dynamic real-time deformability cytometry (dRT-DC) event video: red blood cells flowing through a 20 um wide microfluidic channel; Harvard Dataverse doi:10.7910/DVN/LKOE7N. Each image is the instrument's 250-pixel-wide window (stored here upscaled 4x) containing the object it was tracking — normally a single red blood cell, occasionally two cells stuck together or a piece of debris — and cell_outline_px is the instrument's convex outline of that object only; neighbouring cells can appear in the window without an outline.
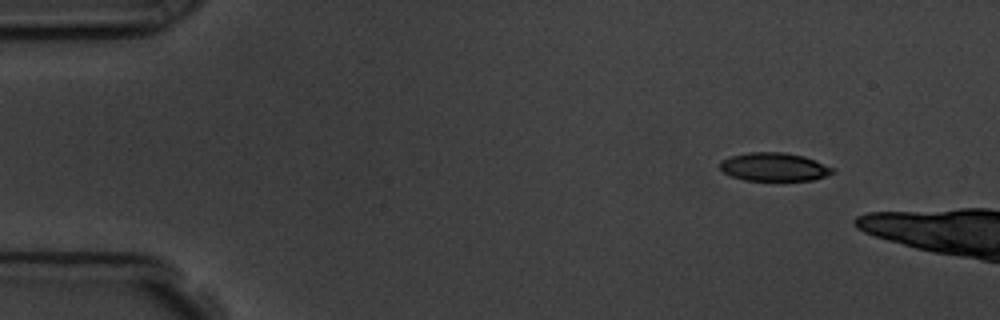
{"species": "common noctule bat (a hibernating species)", "species_latin": "Nyctalus noctula", "temperature_condition": "room temperature", "stored_images_in_passage": 3, "camera_frame_rate_fps": 3000, "um_per_image_px": 0.085, "animal": {"sex": "male", "body_mass_g": 19.5, "forearm_length_mm": 54.6}, "frame": {"image": 1, "passage_image": 1, "time_ms": 0.0, "image_size_px": [1000, 320], "cell_outline_px": [[836, 172], [812, 180], [744, 180], [732, 176], [724, 172], [720, 168], [720, 160], [732, 156], [748, 152], [784, 152], [804, 156], [836, 168]], "centroid_in_image_um": [65.82, 14.18], "position_along_channel_um": 19.2, "area_um2": 18.61}}